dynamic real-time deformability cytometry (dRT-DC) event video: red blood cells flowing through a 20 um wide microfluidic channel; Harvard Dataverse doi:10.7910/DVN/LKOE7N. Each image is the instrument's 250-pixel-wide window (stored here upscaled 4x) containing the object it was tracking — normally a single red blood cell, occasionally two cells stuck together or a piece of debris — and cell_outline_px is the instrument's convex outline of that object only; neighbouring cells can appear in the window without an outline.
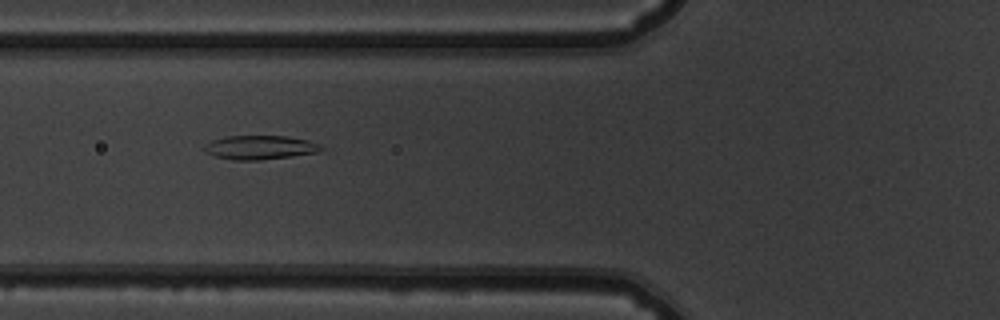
{"species": "common noctule bat (a hibernating species)", "species_latin": "Nyctalus noctula", "temperature_condition": "warm", "stored_images_in_passage": 36, "camera_frame_rate_fps": 3000, "um_per_image_px": 0.085, "animal": {"sex": "male", "body_mass_g": 19.5, "forearm_length_mm": 54.6}, "frame": {"image": 1, "passage_image": 3, "time_ms": 0.667, "image_size_px": [1000, 320], "cell_outline_px": [[324, 148], [316, 152], [292, 156], [260, 160], [232, 160], [216, 156], [208, 152], [204, 148], [204, 144], [212, 140], [224, 136], [288, 136], [308, 140], [320, 144]], "centroid_in_image_um": [22.1, 12.52], "position_along_channel_um": 103.7, "area_um2": 16.24}}
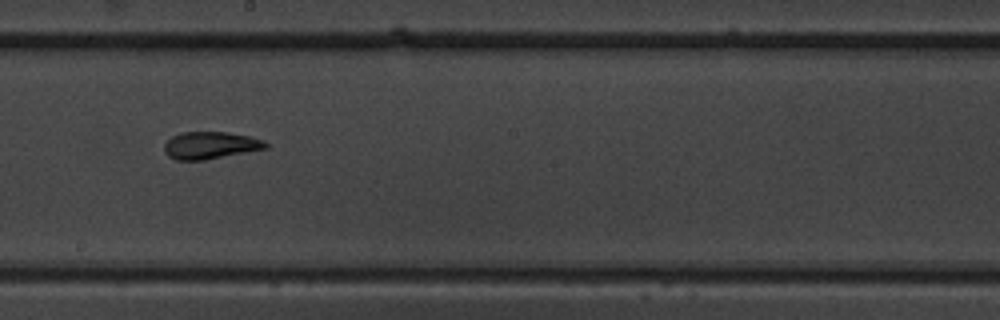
{"frame": {"image": 2, "passage_image": 13, "time_ms": 4.0, "image_size_px": [1000, 320], "cell_outline_px": [[268, 148], [204, 160], [176, 160], [168, 156], [164, 152], [164, 144], [172, 136], [180, 132], [228, 132], [248, 136], [264, 140], [268, 144]], "centroid_in_image_um": [17.86, 12.35], "position_along_channel_um": 230.3, "area_um2": 16.13}}
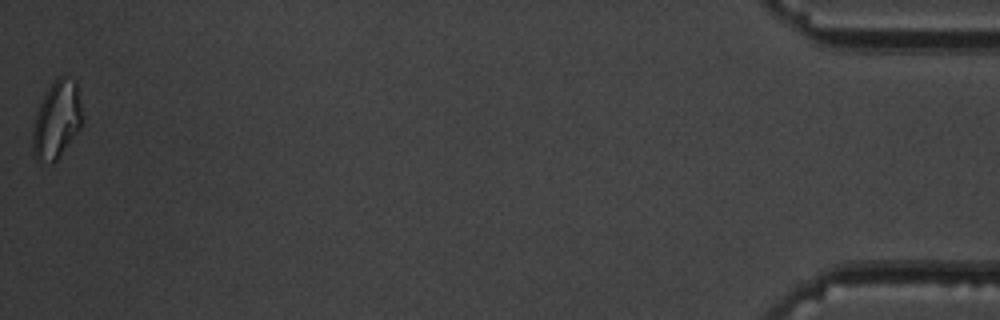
{"frame": {"image": 3, "passage_image": 36, "time_ms": 11.667, "image_size_px": [1000, 320], "cell_outline_px": [[84, 120], [80, 128], [56, 160], [52, 164], [36, 160], [32, 152], [32, 128], [36, 112], [48, 88], [60, 76], [64, 76], [76, 80], [84, 116]], "centroid_in_image_um": [4.83, 10.2], "position_along_channel_um": 430.4, "area_um2": 22.6}}